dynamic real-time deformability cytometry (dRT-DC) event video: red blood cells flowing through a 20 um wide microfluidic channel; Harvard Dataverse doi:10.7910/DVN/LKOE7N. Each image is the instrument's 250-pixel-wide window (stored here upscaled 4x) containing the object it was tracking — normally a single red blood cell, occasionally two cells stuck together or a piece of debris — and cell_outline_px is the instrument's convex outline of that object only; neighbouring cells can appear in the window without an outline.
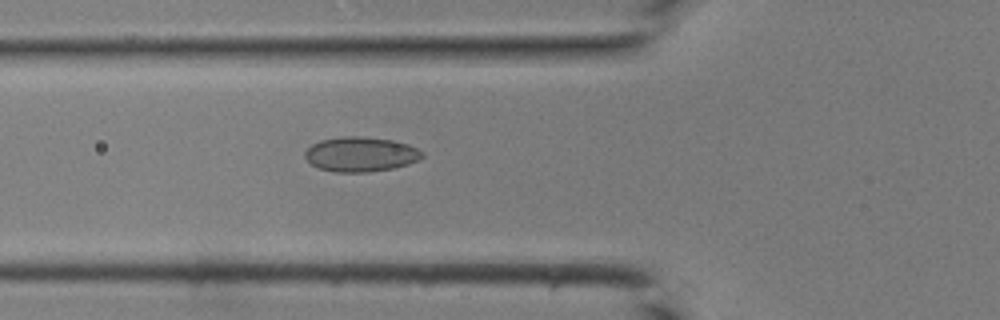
{"species": "common noctule bat (a hibernating species)", "species_latin": "Nyctalus noctula", "temperature_condition": "room temperature", "stored_images_in_passage": 28, "camera_frame_rate_fps": 3000, "um_per_image_px": 0.085, "animal": {"sex": "male", "body_mass_g": 19.0, "forearm_length_mm": 50.8}, "frame": {"image": 1, "passage_image": 2, "time_ms": 0.333, "image_size_px": [1000, 320], "cell_outline_px": [[424, 156], [408, 164], [392, 168], [368, 172], [336, 172], [320, 168], [312, 164], [304, 156], [304, 152], [312, 144], [320, 140], [344, 136], [360, 136], [392, 140], [408, 144], [424, 152]], "centroid_in_image_um": [30.65, 13.1], "position_along_channel_um": 95.1, "area_um2": 23.58}}
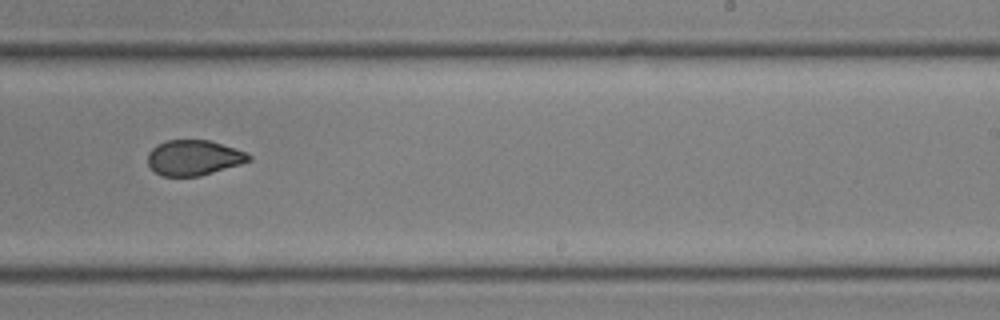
{"frame": {"image": 2, "passage_image": 13, "time_ms": 4.0, "image_size_px": [1000, 320], "cell_outline_px": [[252, 160], [240, 164], [200, 176], [160, 176], [148, 164], [148, 152], [156, 144], [168, 140], [208, 140], [244, 152], [252, 156]], "centroid_in_image_um": [16.43, 13.41], "position_along_channel_um": 272.6, "area_um2": 20.58}}
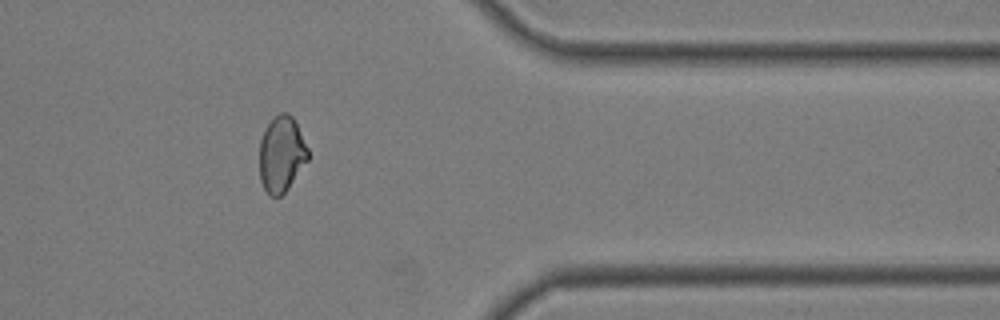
{"frame": {"image": 3, "passage_image": 21, "time_ms": 6.667, "image_size_px": [1000, 320], "cell_outline_px": [[308, 160], [288, 188], [280, 196], [268, 196], [260, 180], [260, 140], [268, 124], [280, 112], [288, 112], [292, 116], [308, 148]], "centroid_in_image_um": [23.92, 13.12], "position_along_channel_um": 387.5, "area_um2": 21.21}}